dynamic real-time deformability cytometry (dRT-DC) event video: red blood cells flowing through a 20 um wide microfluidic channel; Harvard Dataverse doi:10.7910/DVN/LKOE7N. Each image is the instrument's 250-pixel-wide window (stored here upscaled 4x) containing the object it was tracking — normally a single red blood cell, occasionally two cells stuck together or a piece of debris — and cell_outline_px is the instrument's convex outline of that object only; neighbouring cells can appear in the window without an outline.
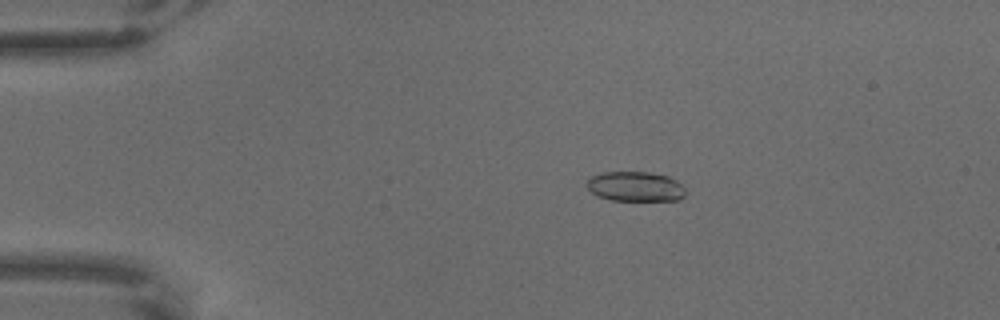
{"species": "common noctule bat (a hibernating species)", "species_latin": "Nyctalus noctula", "temperature_condition": "warm", "stored_images_in_passage": 6, "camera_frame_rate_fps": 3000, "um_per_image_px": 0.085, "animal": {"sex": "male", "body_mass_g": 18.8}, "frame": {"image": 1, "passage_image": 4, "time_ms": 1.0, "image_size_px": [1000, 320], "cell_outline_px": [[684, 196], [680, 200], [612, 200], [596, 196], [588, 188], [588, 180], [592, 176], [604, 172], [648, 172], [668, 176], [676, 180], [684, 188]], "centroid_in_image_um": [54.01, 15.85], "position_along_channel_um": 31.0, "area_um2": 16.99}}